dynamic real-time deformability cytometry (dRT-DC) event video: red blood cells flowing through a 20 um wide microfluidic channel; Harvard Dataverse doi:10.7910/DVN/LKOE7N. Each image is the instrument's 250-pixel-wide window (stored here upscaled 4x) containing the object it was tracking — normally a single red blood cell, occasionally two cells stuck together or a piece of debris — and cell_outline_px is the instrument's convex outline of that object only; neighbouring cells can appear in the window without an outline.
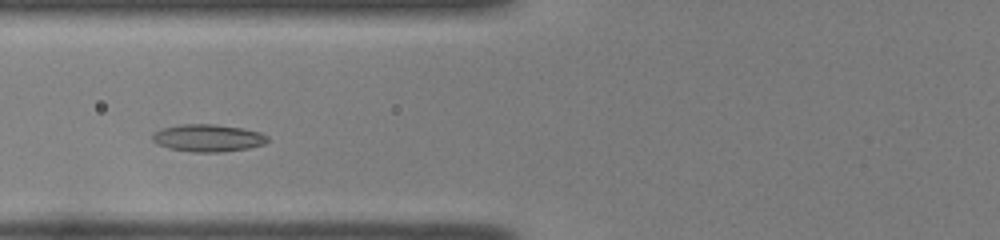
{"species": "common noctule bat (a hibernating species)", "species_latin": "Nyctalus noctula", "temperature_condition": "room temperature", "stored_images_in_passage": 40, "camera_frame_rate_fps": 3000, "um_per_image_px": 0.085, "animal": {"sex": "female", "body_mass_g": 22.0, "forearm_length_mm": 56.7}, "frame": {"image": 1, "passage_image": 10, "time_ms": 3.0, "image_size_px": [1000, 240], "cell_outline_px": [[268, 140], [264, 144], [248, 148], [220, 152], [192, 152], [168, 148], [156, 144], [152, 140], [152, 132], [160, 128], [180, 124], [216, 124], [244, 128], [260, 132], [268, 136]], "centroid_in_image_um": [17.64, 11.72], "position_along_channel_um": 108.2, "area_um2": 18.61}}
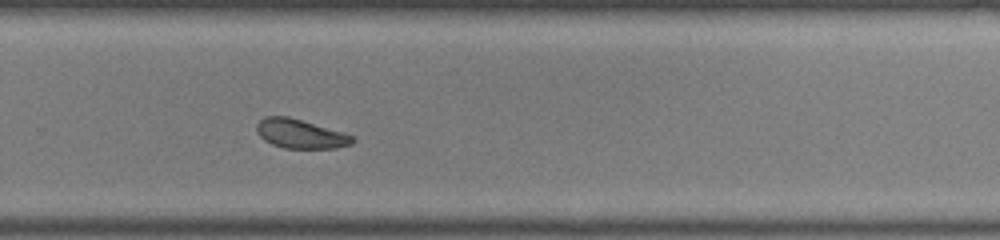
{"frame": {"image": 2, "passage_image": 25, "time_ms": 8.0, "image_size_px": [1000, 240], "cell_outline_px": [[356, 140], [352, 144], [336, 148], [284, 148], [272, 144], [264, 140], [256, 132], [256, 124], [264, 116], [288, 116], [344, 132], [352, 136]], "centroid_in_image_um": [25.53, 11.37], "position_along_channel_um": 304.3, "area_um2": 16.36}}
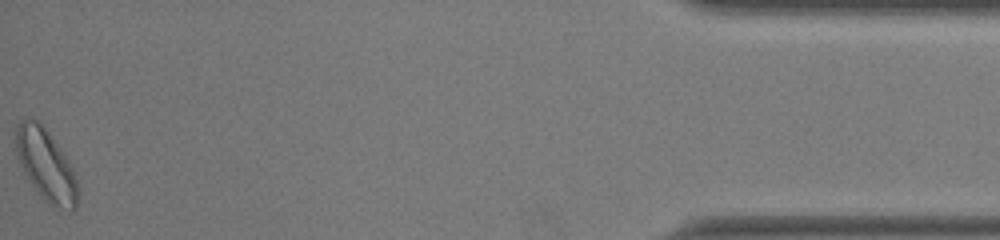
{"frame": {"image": 3, "passage_image": 40, "time_ms": 13.0, "image_size_px": [1000, 240], "cell_outline_px": [[80, 192], [76, 208], [52, 208], [40, 196], [24, 172], [20, 164], [16, 152], [16, 128], [20, 120], [40, 120], [60, 148], [68, 160], [72, 168]], "centroid_in_image_um": [3.92, 14.05], "position_along_channel_um": 431.3, "area_um2": 25.72}, "authors_computed_cell_mechanics": {"area_um2": 17.1955, "velocity_mm_per_s": 3.9289, "shape_relaxation_time_tau1_ms": null, "shape_relaxation_time_tau2_ms": 2.6927, "deformation_change_tau1": null, "deformation_change_tau2": 0.0891}}